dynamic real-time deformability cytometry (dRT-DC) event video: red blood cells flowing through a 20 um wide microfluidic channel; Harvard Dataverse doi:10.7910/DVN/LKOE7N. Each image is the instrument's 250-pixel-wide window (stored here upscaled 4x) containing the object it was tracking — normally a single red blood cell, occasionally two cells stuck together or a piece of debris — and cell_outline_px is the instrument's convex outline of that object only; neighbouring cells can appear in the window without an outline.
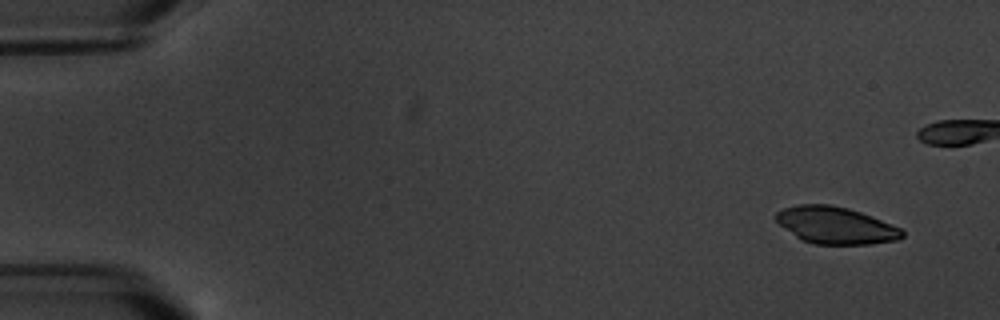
{"species": "common noctule bat (a hibernating species)", "species_latin": "Nyctalus noctula", "temperature_condition": "warm", "stored_images_in_passage": 9, "camera_frame_rate_fps": 3000, "um_per_image_px": 0.085, "animal": {"sex": "male", "body_mass_g": 20.1, "forearm_length_mm": 53.5}, "frame": {"image": 1, "passage_image": 1, "time_ms": 0.0, "image_size_px": [1000, 320], "cell_outline_px": [[904, 236], [896, 240], [872, 244], [812, 244], [796, 236], [780, 224], [776, 220], [776, 212], [784, 208], [800, 204], [828, 204], [848, 208], [872, 216], [892, 224], [900, 228], [904, 232]], "centroid_in_image_um": [71.06, 19.15], "position_along_channel_um": 13.9, "area_um2": 26.99}}
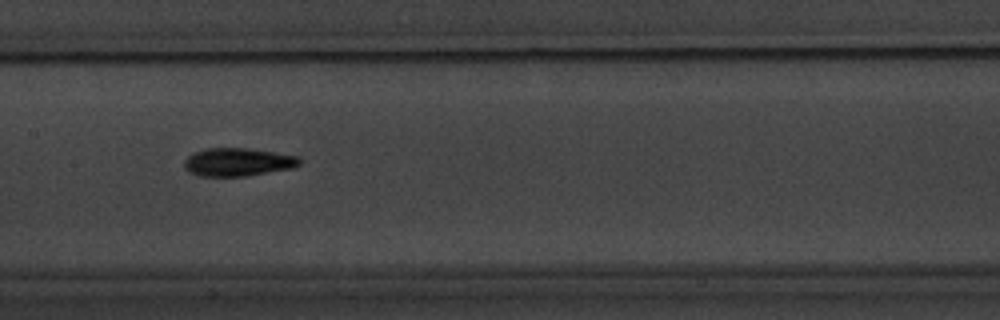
{"frame": {"image": 2, "passage_image": 8, "time_ms": 10.667, "image_size_px": [1000, 320], "cell_outline_px": [[300, 164], [292, 168], [244, 176], [200, 176], [188, 172], [184, 168], [184, 160], [188, 156], [196, 152], [208, 148], [244, 148], [300, 156]], "centroid_in_image_um": [20.19, 13.78], "position_along_channel_um": 187.2, "area_um2": 18.73}}